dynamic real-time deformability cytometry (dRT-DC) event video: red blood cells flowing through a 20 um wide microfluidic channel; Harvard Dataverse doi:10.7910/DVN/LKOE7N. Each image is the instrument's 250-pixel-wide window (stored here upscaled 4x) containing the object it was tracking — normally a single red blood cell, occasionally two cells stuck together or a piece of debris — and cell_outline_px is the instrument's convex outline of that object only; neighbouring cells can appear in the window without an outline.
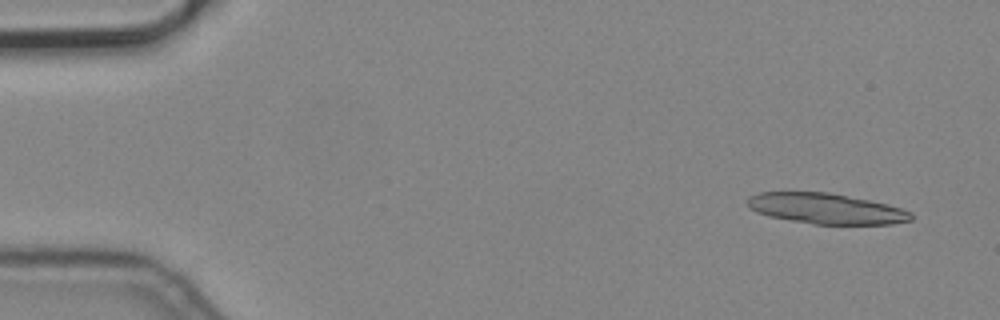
{"species": "common noctule bat (a hibernating species)", "species_latin": "Nyctalus noctula", "temperature_condition": "cold", "stored_images_in_passage": 6, "camera_frame_rate_fps": 3000, "um_per_image_px": 0.085, "animal": {"sex": "male", "body_mass_g": 19.2, "forearm_length_mm": 51.8}, "frame": {"image": 1, "passage_image": 1, "time_ms": 0.0, "image_size_px": [1000, 320], "cell_outline_px": [[912, 220], [892, 224], [812, 224], [768, 216], [756, 212], [748, 208], [748, 196], [760, 192], [828, 192], [868, 200], [900, 208], [912, 212]], "centroid_in_image_um": [70.18, 17.73], "position_along_channel_um": 14.8, "area_um2": 29.02}}